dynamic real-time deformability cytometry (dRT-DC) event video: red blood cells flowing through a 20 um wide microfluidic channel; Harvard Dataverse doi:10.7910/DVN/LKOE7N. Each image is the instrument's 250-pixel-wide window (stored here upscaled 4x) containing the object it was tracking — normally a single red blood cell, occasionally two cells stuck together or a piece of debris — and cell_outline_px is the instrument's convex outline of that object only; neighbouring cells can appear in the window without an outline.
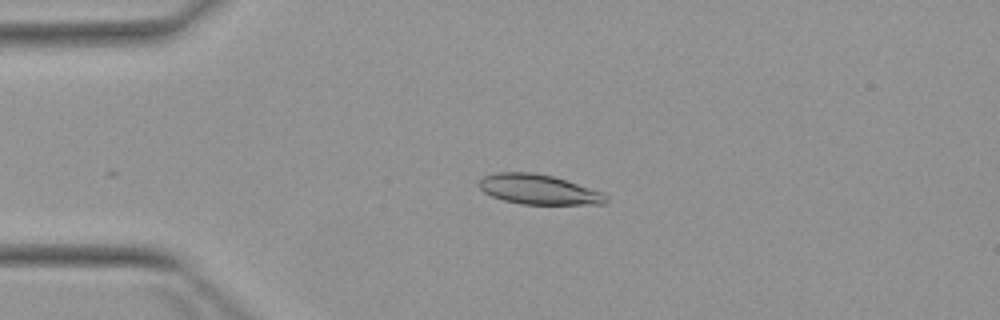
{"species": "Egyptian fruit bat (a non-hibernating species)", "species_latin": "Rousettus aegyptiacus", "temperature_condition": "warm", "stored_images_in_passage": 4, "camera_frame_rate_fps": 3000, "um_per_image_px": 0.085, "animal": {"sex": "female"}, "frame": {"image": 1, "passage_image": 4, "time_ms": 3.333, "image_size_px": [1000, 320], "cell_outline_px": [[608, 200], [604, 204], [520, 204], [504, 200], [492, 196], [484, 192], [476, 184], [484, 176], [496, 172], [532, 172], [552, 176], [604, 192], [608, 196]], "centroid_in_image_um": [45.78, 16.1], "position_along_channel_um": 39.2, "area_um2": 22.14}}